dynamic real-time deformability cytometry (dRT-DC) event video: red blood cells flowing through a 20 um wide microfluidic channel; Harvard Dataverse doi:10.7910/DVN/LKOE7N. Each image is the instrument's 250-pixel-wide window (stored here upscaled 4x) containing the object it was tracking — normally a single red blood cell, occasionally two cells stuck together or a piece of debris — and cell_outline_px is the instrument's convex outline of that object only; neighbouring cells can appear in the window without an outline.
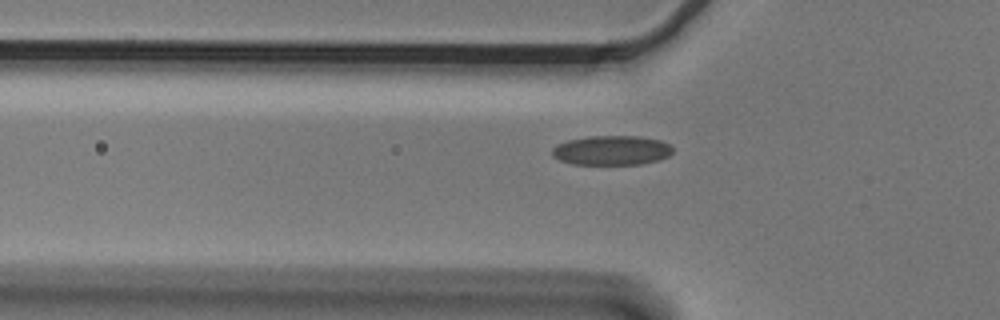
{"species": "Egyptian fruit bat (a non-hibernating species)", "species_latin": "Rousettus aegyptiacus", "temperature_condition": "cold", "stored_images_in_passage": 41, "camera_frame_rate_fps": 3000, "um_per_image_px": 0.085, "animal": {"sex": "male"}, "frame": {"image": 1, "passage_image": 7, "time_ms": 2.0, "image_size_px": [1000, 320], "cell_outline_px": [[672, 152], [668, 156], [660, 160], [640, 164], [572, 164], [560, 160], [552, 156], [552, 148], [556, 144], [568, 140], [588, 136], [640, 136], [660, 140], [668, 144], [672, 148]], "centroid_in_image_um": [51.97, 12.77], "position_along_channel_um": 73.8, "area_um2": 20.81}}
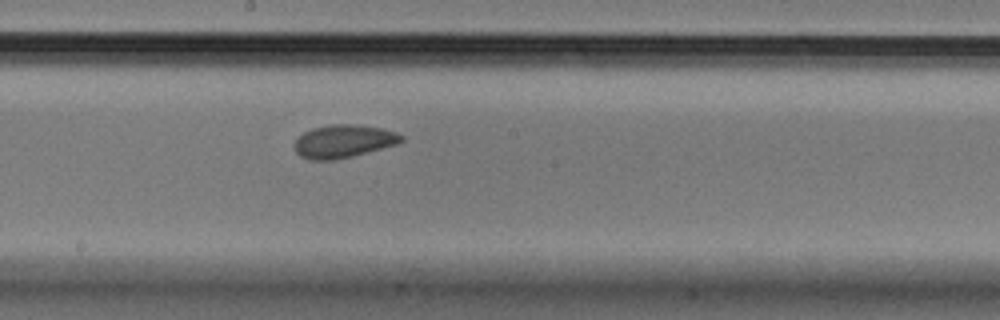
{"frame": {"image": 2, "passage_image": 19, "time_ms": 6.0, "image_size_px": [1000, 320], "cell_outline_px": [[404, 140], [400, 144], [352, 156], [332, 160], [308, 160], [300, 156], [296, 152], [296, 140], [304, 132], [312, 128], [332, 124], [356, 124], [380, 128], [396, 132], [404, 136]], "centroid_in_image_um": [29.24, 12.01], "position_along_channel_um": 219.0, "area_um2": 20.58}}
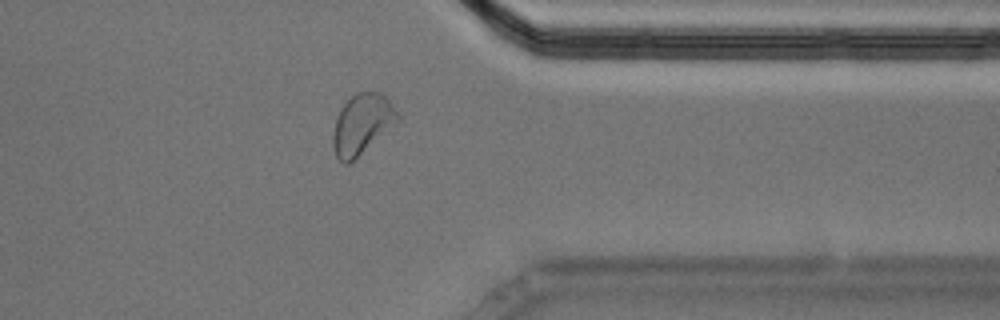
{"frame": {"image": 3, "passage_image": 33, "time_ms": 10.667, "image_size_px": [1000, 320], "cell_outline_px": [[400, 120], [348, 164], [344, 164], [336, 156], [332, 144], [332, 136], [336, 116], [340, 108], [356, 92], [380, 92], [392, 104], [400, 116]], "centroid_in_image_um": [30.75, 10.54], "position_along_channel_um": 380.6, "area_um2": 22.43}}